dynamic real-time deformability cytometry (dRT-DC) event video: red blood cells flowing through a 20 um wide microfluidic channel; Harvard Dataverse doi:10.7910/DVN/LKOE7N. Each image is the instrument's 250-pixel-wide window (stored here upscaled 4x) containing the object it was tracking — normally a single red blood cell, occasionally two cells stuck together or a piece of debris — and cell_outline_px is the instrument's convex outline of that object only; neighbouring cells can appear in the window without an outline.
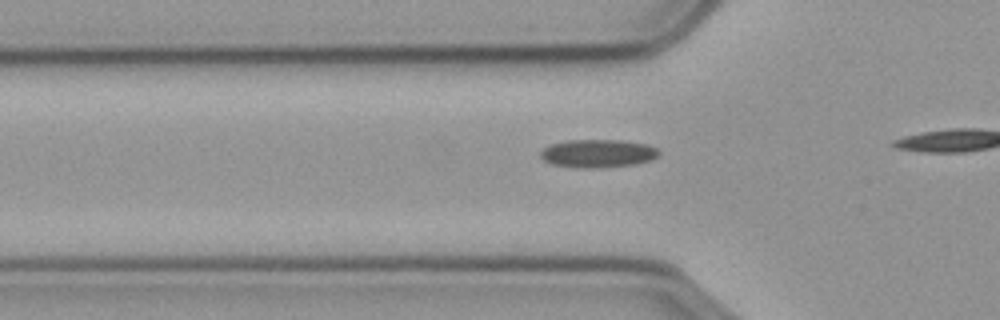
{"species": "common noctule bat (a hibernating species)", "species_latin": "Nyctalus noctula", "temperature_condition": "cold", "stored_images_in_passage": 14, "camera_frame_rate_fps": 3000, "um_per_image_px": 0.085, "animal": {"sex": "male", "body_mass_g": 23.1, "forearm_length_mm": 52.7}, "frame": {"image": 1, "passage_image": 8, "time_ms": 2.333, "image_size_px": [1000, 320], "cell_outline_px": [[660, 152], [652, 160], [636, 164], [596, 168], [576, 168], [552, 164], [544, 160], [540, 156], [540, 152], [544, 148], [552, 144], [568, 140], [624, 140], [648, 144], [656, 148]], "centroid_in_image_um": [50.83, 13.04], "position_along_channel_um": 75.0, "area_um2": 19.48}}
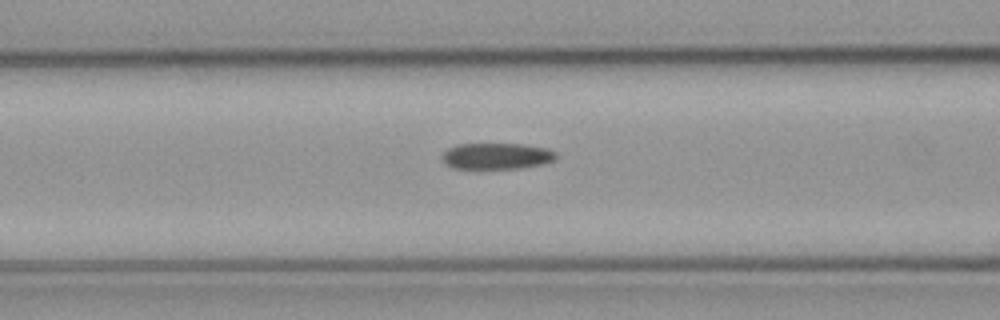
{"frame": {"image": 2, "passage_image": 12, "time_ms": 3.667, "image_size_px": [1000, 320], "cell_outline_px": [[556, 156], [552, 160], [540, 164], [520, 168], [452, 168], [444, 164], [440, 156], [448, 148], [456, 144], [520, 144], [544, 148], [556, 152]], "centroid_in_image_um": [42.12, 13.26], "position_along_channel_um": 124.5, "area_um2": 17.22}}